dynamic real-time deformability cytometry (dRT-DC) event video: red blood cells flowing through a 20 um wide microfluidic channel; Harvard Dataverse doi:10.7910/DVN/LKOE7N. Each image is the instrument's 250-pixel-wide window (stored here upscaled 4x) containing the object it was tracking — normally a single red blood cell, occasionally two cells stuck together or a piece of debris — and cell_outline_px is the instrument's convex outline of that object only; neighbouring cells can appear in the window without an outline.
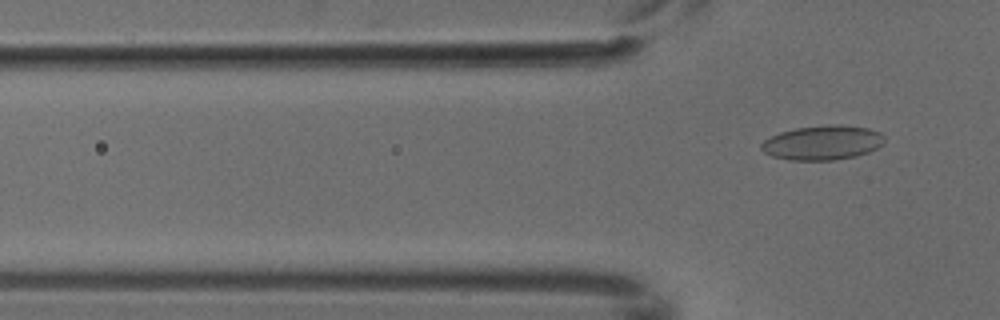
{"species": "common noctule bat (a hibernating species)", "species_latin": "Nyctalus noctula", "temperature_condition": "cold", "stored_images_in_passage": 5, "camera_frame_rate_fps": 3000, "um_per_image_px": 0.085, "animal": {"sex": "male", "body_mass_g": 18.8}, "frame": {"image": 1, "passage_image": 5, "time_ms": 1.333, "image_size_px": [1000, 320], "cell_outline_px": [[884, 144], [868, 152], [856, 156], [832, 160], [788, 160], [772, 156], [764, 152], [760, 148], [760, 144], [764, 140], [780, 132], [796, 128], [828, 124], [840, 124], [868, 128], [880, 132], [884, 136]], "centroid_in_image_um": [69.92, 12.12], "position_along_channel_um": 55.9, "area_um2": 24.85}}